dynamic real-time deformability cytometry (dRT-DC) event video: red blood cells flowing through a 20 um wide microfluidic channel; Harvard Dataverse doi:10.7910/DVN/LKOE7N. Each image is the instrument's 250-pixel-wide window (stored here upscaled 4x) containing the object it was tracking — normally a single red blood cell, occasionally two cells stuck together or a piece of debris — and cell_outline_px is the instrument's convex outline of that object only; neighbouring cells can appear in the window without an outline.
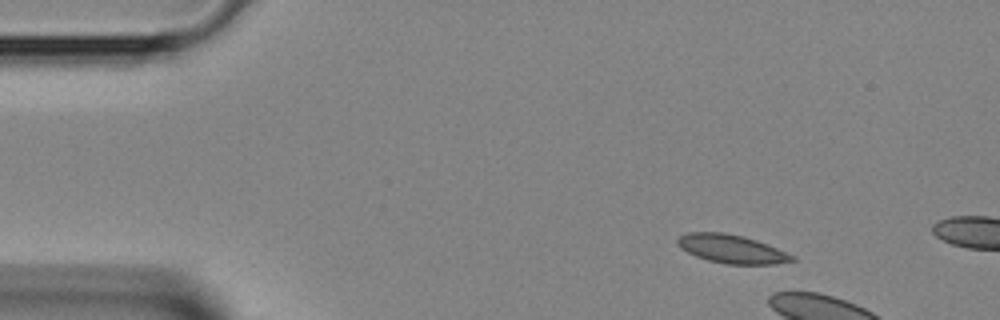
{"species": "Egyptian fruit bat (a non-hibernating species)", "species_latin": "Rousettus aegyptiacus", "temperature_condition": "room temperature", "stored_images_in_passage": 4, "camera_frame_rate_fps": 3000, "um_per_image_px": 0.085, "animal": {"sex": "female"}, "frame": {"image": 1, "passage_image": 1, "time_ms": 0.0, "image_size_px": [1000, 320], "cell_outline_px": [[796, 260], [772, 264], [728, 264], [708, 260], [696, 256], [680, 248], [676, 244], [676, 240], [680, 236], [688, 232], [724, 232], [744, 236], [768, 244], [796, 256]], "centroid_in_image_um": [62.19, 21.15], "position_along_channel_um": 22.8, "area_um2": 19.07}}